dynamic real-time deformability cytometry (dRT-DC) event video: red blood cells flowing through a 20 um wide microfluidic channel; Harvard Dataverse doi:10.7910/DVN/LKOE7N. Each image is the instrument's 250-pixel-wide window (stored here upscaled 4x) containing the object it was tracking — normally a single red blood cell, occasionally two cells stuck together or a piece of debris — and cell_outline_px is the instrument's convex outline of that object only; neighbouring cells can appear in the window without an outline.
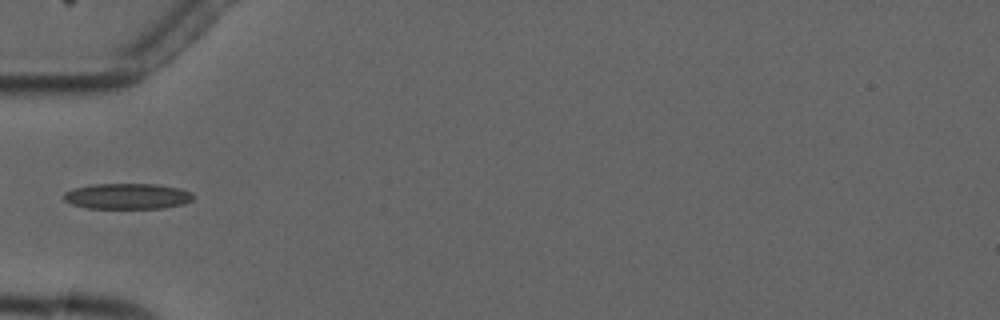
{"species": "common noctule bat (a hibernating species)", "species_latin": "Nyctalus noctula", "temperature_condition": "cold", "stored_images_in_passage": 5, "camera_frame_rate_fps": 3000, "um_per_image_px": 0.085, "animal": {"sex": "male", "forearm_length_mm": 52.5}, "frame": {"image": 1, "passage_image": 5, "time_ms": 4.667, "image_size_px": [1000, 320], "cell_outline_px": [[196, 196], [192, 200], [184, 204], [164, 208], [88, 208], [72, 204], [64, 200], [64, 192], [72, 188], [92, 184], [156, 184], [180, 188], [192, 192]], "centroid_in_image_um": [10.86, 16.67], "position_along_channel_um": 74.1, "area_um2": 19.59}}